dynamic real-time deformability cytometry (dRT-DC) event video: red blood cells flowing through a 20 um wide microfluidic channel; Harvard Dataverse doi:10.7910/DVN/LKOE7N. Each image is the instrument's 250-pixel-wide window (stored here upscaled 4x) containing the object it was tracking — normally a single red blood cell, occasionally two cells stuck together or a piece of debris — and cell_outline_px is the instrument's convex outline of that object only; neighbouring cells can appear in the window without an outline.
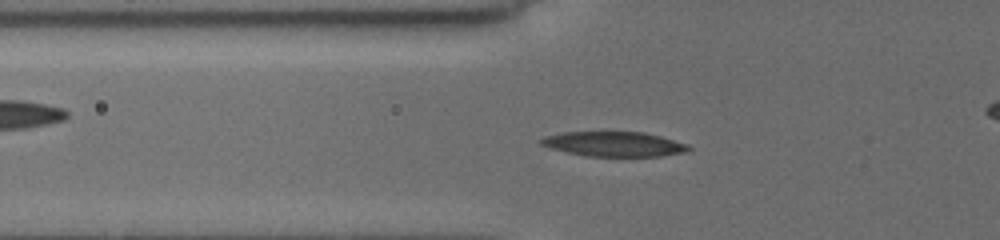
{"species": "common noctule bat (a hibernating species)", "species_latin": "Nyctalus noctula", "temperature_condition": "cold", "stored_images_in_passage": 5, "camera_frame_rate_fps": 3000, "um_per_image_px": 0.085, "animal": {"sex": "female", "body_mass_g": 19.5, "forearm_length_mm": 54.1}, "frame": {"image": 1, "passage_image": 2, "time_ms": 0.333, "image_size_px": [1000, 240], "cell_outline_px": [[692, 148], [688, 152], [660, 156], [584, 156], [552, 148], [540, 144], [540, 140], [544, 136], [564, 132], [644, 132], [660, 136], [688, 144]], "centroid_in_image_um": [52.23, 12.24], "position_along_channel_um": 73.6, "area_um2": 21.27}}
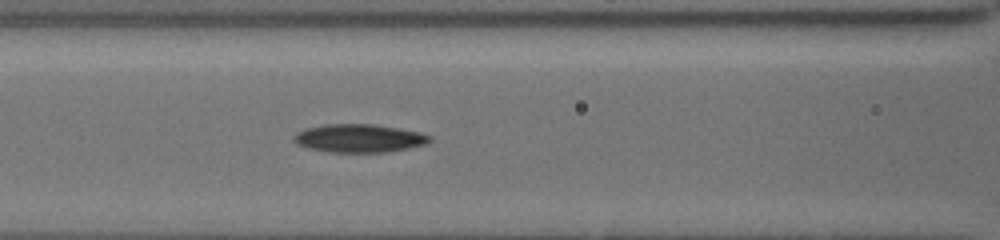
{"frame": {"image": 2, "passage_image": 5, "time_ms": 2.0, "image_size_px": [1000, 240], "cell_outline_px": [[432, 140], [424, 144], [408, 148], [388, 152], [328, 152], [308, 148], [292, 140], [292, 136], [296, 132], [308, 128], [324, 124], [372, 124], [400, 128], [420, 132], [432, 136]], "centroid_in_image_um": [30.53, 11.75], "position_along_channel_um": 136.1, "area_um2": 22.37}}